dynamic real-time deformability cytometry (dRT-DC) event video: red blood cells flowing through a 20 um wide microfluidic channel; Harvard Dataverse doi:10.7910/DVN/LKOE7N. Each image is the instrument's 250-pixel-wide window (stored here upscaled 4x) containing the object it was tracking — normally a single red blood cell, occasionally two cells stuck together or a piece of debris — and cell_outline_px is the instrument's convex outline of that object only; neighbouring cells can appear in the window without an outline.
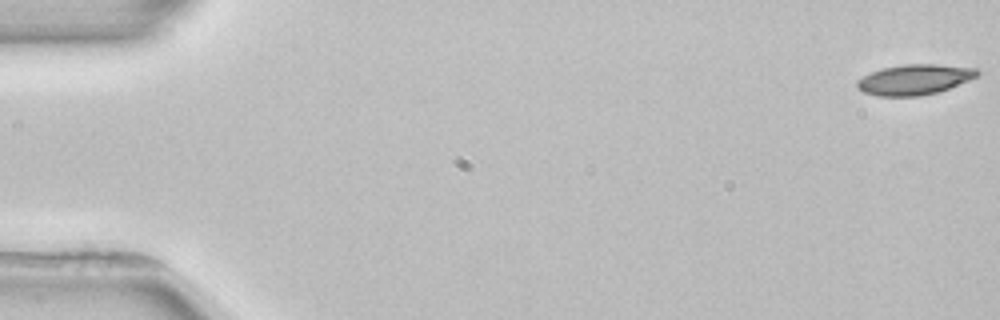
{"species": "common noctule bat (a hibernating species)", "species_latin": "Nyctalus noctula", "temperature_condition": "room temperature", "stored_images_in_passage": 5, "camera_frame_rate_fps": 3000, "um_per_image_px": 0.085, "animal": {"sex": "female", "body_mass_g": 22.7, "forearm_length_mm": 54.2}, "frame": {"image": 1, "passage_image": 1, "time_ms": 0.0, "image_size_px": [1000, 320], "cell_outline_px": [[980, 72], [976, 76], [968, 80], [948, 88], [936, 92], [920, 96], [876, 96], [864, 92], [856, 88], [856, 80], [872, 72], [884, 68], [904, 64], [936, 64], [980, 68]], "centroid_in_image_um": [77.72, 6.76], "position_along_channel_um": 7.3, "area_um2": 21.15}}
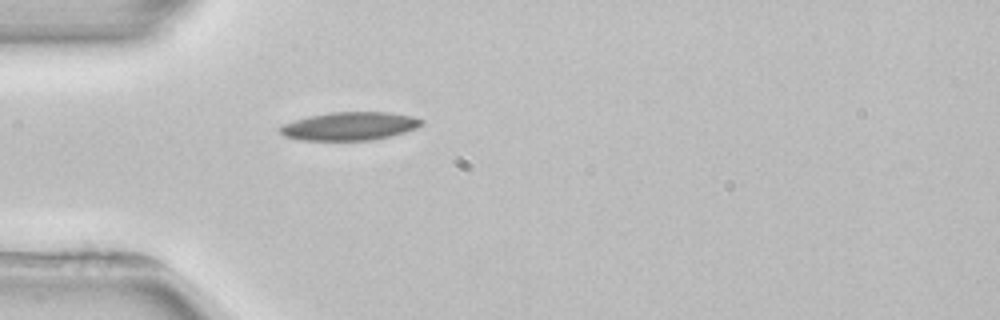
{"frame": {"image": 2, "passage_image": 5, "time_ms": 5.0, "image_size_px": [1000, 320], "cell_outline_px": [[424, 124], [416, 128], [392, 136], [372, 140], [300, 140], [284, 136], [280, 132], [280, 128], [284, 124], [296, 120], [312, 116], [332, 112], [392, 112], [412, 116], [424, 120]], "centroid_in_image_um": [29.78, 10.72], "position_along_channel_um": 55.2, "area_um2": 23.18}}